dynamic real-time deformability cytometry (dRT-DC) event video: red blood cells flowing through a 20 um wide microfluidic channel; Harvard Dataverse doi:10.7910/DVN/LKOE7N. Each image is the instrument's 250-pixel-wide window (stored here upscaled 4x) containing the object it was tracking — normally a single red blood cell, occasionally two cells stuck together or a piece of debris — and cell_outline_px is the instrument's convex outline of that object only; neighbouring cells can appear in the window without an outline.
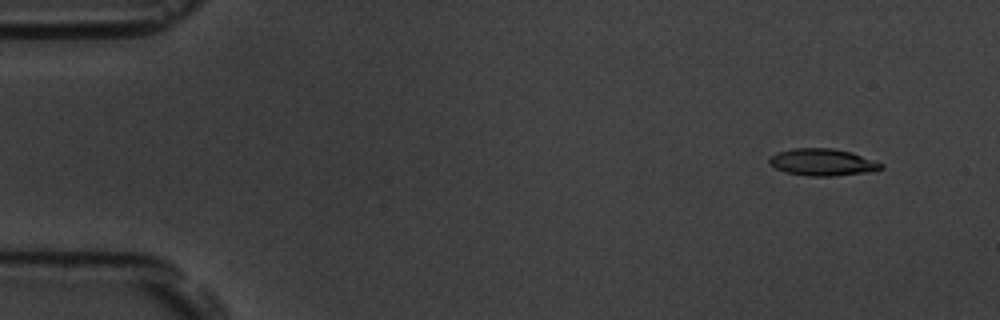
{"species": "common noctule bat (a hibernating species)", "species_latin": "Nyctalus noctula", "temperature_condition": "room temperature", "stored_images_in_passage": 9, "camera_frame_rate_fps": 3000, "um_per_image_px": 0.085, "animal": {"sex": "male", "body_mass_g": 19.5, "forearm_length_mm": 54.6}, "frame": {"image": 1, "passage_image": 2, "time_ms": 1.333, "image_size_px": [1000, 320], "cell_outline_px": [[884, 168], [872, 172], [832, 176], [808, 176], [784, 172], [768, 164], [768, 156], [776, 152], [792, 148], [832, 148], [852, 152], [884, 164]], "centroid_in_image_um": [69.89, 13.79], "position_along_channel_um": 15.1, "area_um2": 17.92}}
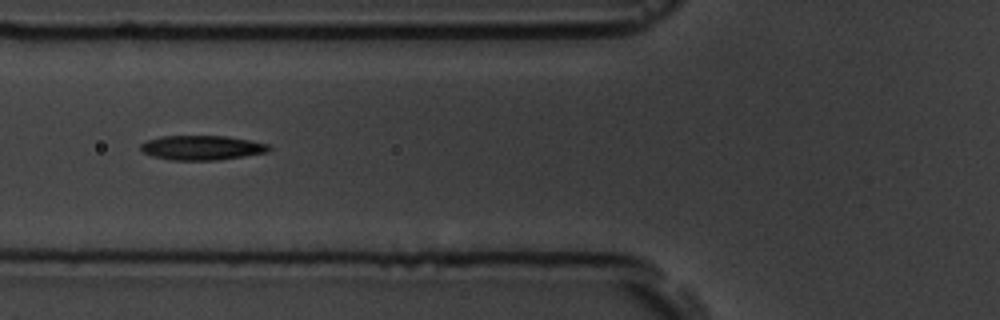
{"frame": {"image": 2, "passage_image": 7, "time_ms": 7.0, "image_size_px": [1000, 320], "cell_outline_px": [[272, 148], [268, 152], [244, 156], [216, 160], [168, 160], [152, 156], [140, 152], [140, 144], [148, 140], [164, 136], [228, 136], [268, 144]], "centroid_in_image_um": [17.13, 12.56], "position_along_channel_um": 108.7, "area_um2": 18.38}}
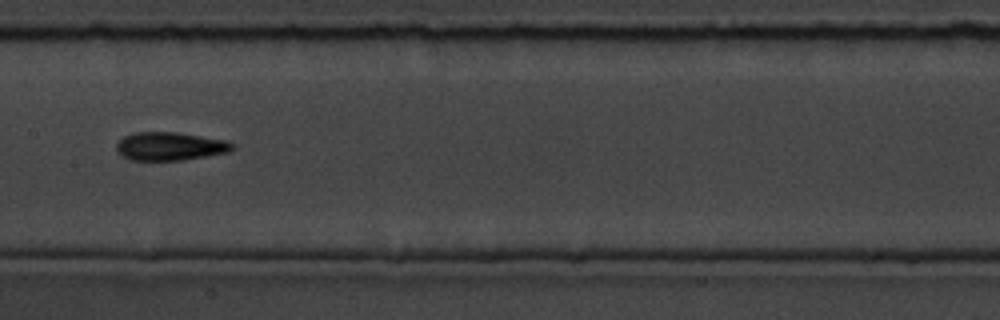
{"frame": {"image": 3, "passage_image": 9, "time_ms": 9.333, "image_size_px": [1000, 320], "cell_outline_px": [[236, 148], [228, 152], [180, 160], [132, 160], [124, 156], [116, 148], [116, 144], [124, 136], [136, 132], [176, 132], [228, 140], [236, 144]], "centroid_in_image_um": [14.51, 12.42], "position_along_channel_um": 192.9, "area_um2": 19.02}}